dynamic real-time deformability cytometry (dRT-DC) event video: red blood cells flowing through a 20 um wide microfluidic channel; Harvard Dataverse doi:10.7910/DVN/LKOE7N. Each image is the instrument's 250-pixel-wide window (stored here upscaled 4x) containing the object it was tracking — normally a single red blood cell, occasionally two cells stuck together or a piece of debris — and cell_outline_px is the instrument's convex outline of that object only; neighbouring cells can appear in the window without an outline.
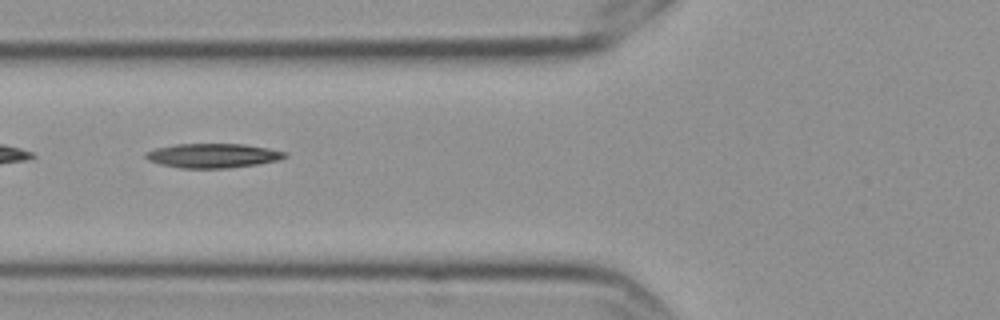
{"species": "Egyptian fruit bat (a non-hibernating species)", "species_latin": "Rousettus aegyptiacus", "temperature_condition": "cold", "stored_images_in_passage": 4, "segment_of_instrument_passage": [2, 2], "camera_frame_rate_fps": 3000, "um_per_image_px": 0.085, "frame": {"image": 1, "passage_image": 4, "time_ms": 1.0, "image_size_px": [1000, 320], "cell_outline_px": [[288, 156], [280, 160], [256, 164], [224, 168], [180, 168], [160, 164], [148, 160], [144, 156], [144, 152], [156, 148], [176, 144], [244, 144], [268, 148], [288, 152]], "centroid_in_image_um": [18.1, 13.22], "position_along_channel_um": 107.7, "area_um2": 19.77}}